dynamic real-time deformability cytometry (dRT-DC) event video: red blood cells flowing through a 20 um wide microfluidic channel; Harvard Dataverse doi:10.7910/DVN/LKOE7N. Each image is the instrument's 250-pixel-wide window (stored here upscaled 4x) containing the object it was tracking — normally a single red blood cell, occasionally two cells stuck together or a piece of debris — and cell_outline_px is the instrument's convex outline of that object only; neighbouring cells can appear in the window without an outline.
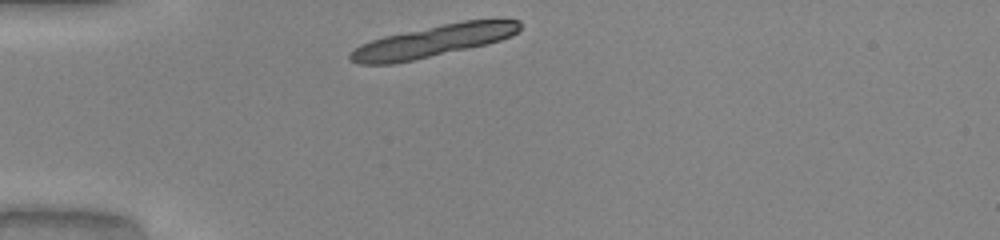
{"species": "common noctule bat (a hibernating species)", "species_latin": "Nyctalus noctula", "temperature_condition": "warm", "stored_images_in_passage": 6, "camera_frame_rate_fps": 3000, "um_per_image_px": 0.085, "animal": {"sex": "male", "body_mass_g": 20.0, "forearm_length_mm": 53.3}, "frame": {"image": 1, "passage_image": 1, "time_ms": 0.0, "image_size_px": [1000, 240], "cell_outline_px": [[520, 28], [512, 36], [488, 44], [412, 60], [392, 64], [360, 64], [348, 60], [348, 56], [360, 44], [384, 36], [464, 20], [520, 20]], "centroid_in_image_um": [36.8, 3.5], "position_along_channel_um": 48.2, "area_um2": 30.92}}